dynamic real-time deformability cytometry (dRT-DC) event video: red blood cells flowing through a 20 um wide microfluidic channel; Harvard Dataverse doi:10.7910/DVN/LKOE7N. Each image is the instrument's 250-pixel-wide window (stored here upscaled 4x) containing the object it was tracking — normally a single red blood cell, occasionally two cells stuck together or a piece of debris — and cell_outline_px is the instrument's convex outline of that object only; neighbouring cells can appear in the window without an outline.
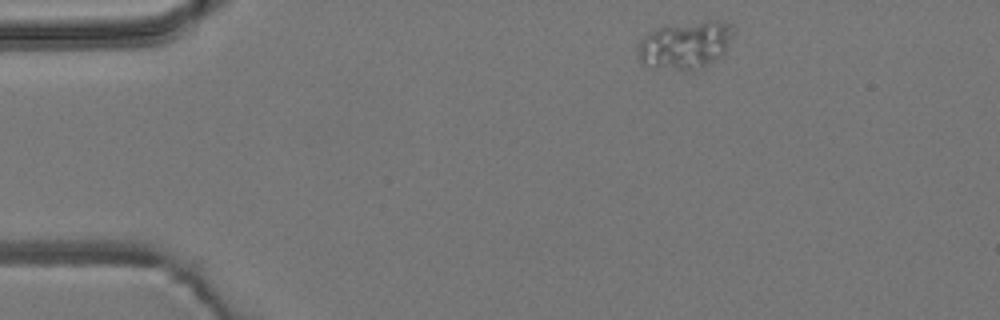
{"species": "common noctule bat (a hibernating species)", "species_latin": "Nyctalus noctula", "temperature_condition": "room temperature", "stored_images_in_passage": 3, "camera_frame_rate_fps": 3000, "um_per_image_px": 0.085, "animal": {"sex": "male", "body_mass_g": 19.2, "forearm_length_mm": 51.8}, "frame": {"image": 1, "passage_image": 1, "time_ms": 0.0, "image_size_px": [1000, 320], "cell_outline_px": [[736, 32], [724, 52], [720, 56], [704, 68], [696, 72], [692, 72], [656, 68], [644, 64], [640, 60], [640, 40], [648, 32], [668, 24], [708, 20], [716, 20], [732, 24], [736, 28]], "centroid_in_image_um": [58.32, 3.82], "position_along_channel_um": 26.7, "area_um2": 27.28}}